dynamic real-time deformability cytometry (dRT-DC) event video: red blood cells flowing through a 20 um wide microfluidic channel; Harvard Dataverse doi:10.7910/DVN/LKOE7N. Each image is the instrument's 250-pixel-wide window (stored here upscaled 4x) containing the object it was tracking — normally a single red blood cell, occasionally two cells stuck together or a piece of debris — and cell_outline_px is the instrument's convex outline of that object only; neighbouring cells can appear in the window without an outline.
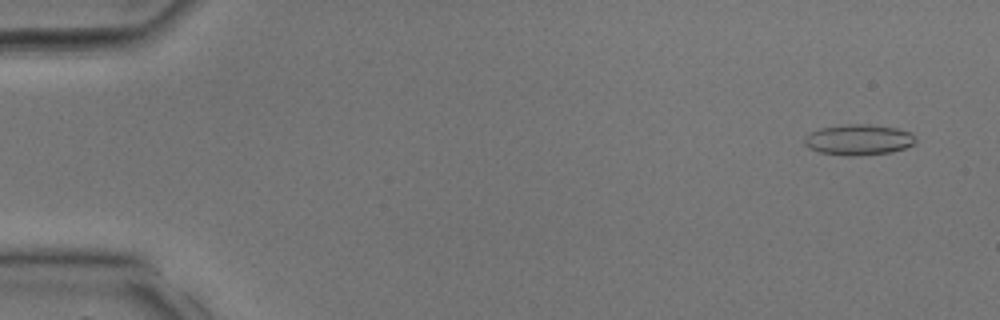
{"species": "common noctule bat (a hibernating species)", "species_latin": "Nyctalus noctula", "temperature_condition": "room temperature", "stored_images_in_passage": 33, "camera_frame_rate_fps": 3000, "um_per_image_px": 0.085, "animal": {"sex": "male", "body_mass_g": 17.9, "forearm_length_mm": 54.2}, "frame": {"image": 1, "passage_image": 2, "time_ms": 0.333, "image_size_px": [1000, 320], "cell_outline_px": [[916, 140], [912, 144], [904, 148], [892, 152], [856, 156], [848, 156], [820, 152], [808, 148], [804, 144], [804, 140], [812, 132], [820, 128], [848, 124], [868, 124], [896, 128], [908, 132]], "centroid_in_image_um": [72.96, 11.88], "position_along_channel_um": 12.0, "area_um2": 19.59}}
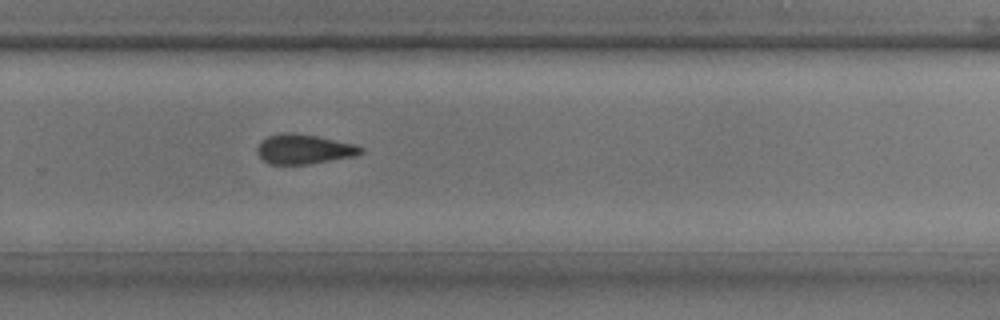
{"frame": {"image": 2, "passage_image": 23, "time_ms": 7.333, "image_size_px": [1000, 320], "cell_outline_px": [[364, 152], [356, 156], [308, 164], [268, 164], [256, 152], [256, 148], [260, 140], [268, 136], [280, 132], [296, 132], [356, 144], [364, 148]], "centroid_in_image_um": [25.83, 12.66], "position_along_channel_um": 304.0, "area_um2": 18.21}}
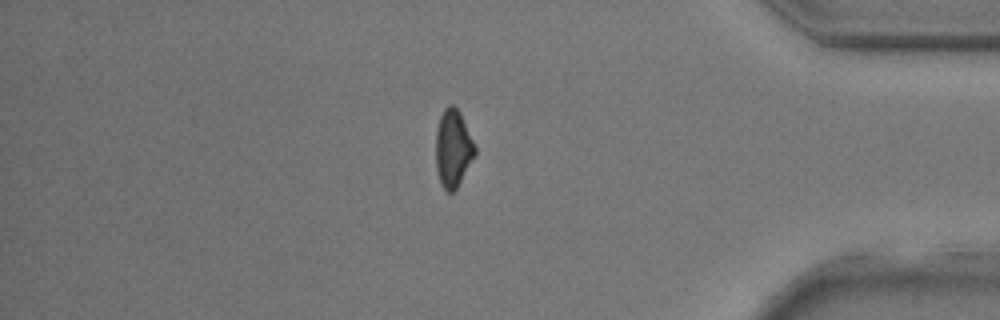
{"frame": {"image": 3, "passage_image": 29, "time_ms": 9.333, "image_size_px": [1000, 320], "cell_outline_px": [[476, 156], [456, 188], [452, 192], [448, 192], [440, 184], [436, 168], [436, 132], [440, 116], [444, 108], [448, 104], [452, 104], [460, 112], [476, 148]], "centroid_in_image_um": [38.51, 12.61], "position_along_channel_um": 396.7, "area_um2": 17.69}}